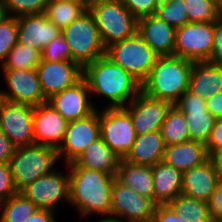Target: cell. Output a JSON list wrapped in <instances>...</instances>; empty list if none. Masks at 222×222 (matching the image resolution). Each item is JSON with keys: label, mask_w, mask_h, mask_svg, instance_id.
Wrapping results in <instances>:
<instances>
[{"label": "cell", "mask_w": 222, "mask_h": 222, "mask_svg": "<svg viewBox=\"0 0 222 222\" xmlns=\"http://www.w3.org/2000/svg\"><path fill=\"white\" fill-rule=\"evenodd\" d=\"M67 168L70 176L69 204L75 207L81 217L110 215L115 176L84 167Z\"/></svg>", "instance_id": "obj_1"}, {"label": "cell", "mask_w": 222, "mask_h": 222, "mask_svg": "<svg viewBox=\"0 0 222 222\" xmlns=\"http://www.w3.org/2000/svg\"><path fill=\"white\" fill-rule=\"evenodd\" d=\"M91 96L95 94L110 100L106 107H125L141 91V84L106 55L83 68ZM127 103V104H126Z\"/></svg>", "instance_id": "obj_2"}, {"label": "cell", "mask_w": 222, "mask_h": 222, "mask_svg": "<svg viewBox=\"0 0 222 222\" xmlns=\"http://www.w3.org/2000/svg\"><path fill=\"white\" fill-rule=\"evenodd\" d=\"M193 62L178 56H159L141 91L173 105L188 90Z\"/></svg>", "instance_id": "obj_3"}, {"label": "cell", "mask_w": 222, "mask_h": 222, "mask_svg": "<svg viewBox=\"0 0 222 222\" xmlns=\"http://www.w3.org/2000/svg\"><path fill=\"white\" fill-rule=\"evenodd\" d=\"M88 10L94 17L105 48L137 33L138 19L122 0H100Z\"/></svg>", "instance_id": "obj_4"}, {"label": "cell", "mask_w": 222, "mask_h": 222, "mask_svg": "<svg viewBox=\"0 0 222 222\" xmlns=\"http://www.w3.org/2000/svg\"><path fill=\"white\" fill-rule=\"evenodd\" d=\"M59 162L57 149L40 144L16 147L9 165L19 192L37 178L50 173Z\"/></svg>", "instance_id": "obj_5"}, {"label": "cell", "mask_w": 222, "mask_h": 222, "mask_svg": "<svg viewBox=\"0 0 222 222\" xmlns=\"http://www.w3.org/2000/svg\"><path fill=\"white\" fill-rule=\"evenodd\" d=\"M105 55L127 71L140 84L146 80L159 57L138 32L131 37L111 44L106 48Z\"/></svg>", "instance_id": "obj_6"}, {"label": "cell", "mask_w": 222, "mask_h": 222, "mask_svg": "<svg viewBox=\"0 0 222 222\" xmlns=\"http://www.w3.org/2000/svg\"><path fill=\"white\" fill-rule=\"evenodd\" d=\"M61 33L71 49L72 61L82 68L106 54L98 27L89 10L63 28Z\"/></svg>", "instance_id": "obj_7"}, {"label": "cell", "mask_w": 222, "mask_h": 222, "mask_svg": "<svg viewBox=\"0 0 222 222\" xmlns=\"http://www.w3.org/2000/svg\"><path fill=\"white\" fill-rule=\"evenodd\" d=\"M100 137L121 158H125L136 138L133 121L123 107L99 111Z\"/></svg>", "instance_id": "obj_8"}, {"label": "cell", "mask_w": 222, "mask_h": 222, "mask_svg": "<svg viewBox=\"0 0 222 222\" xmlns=\"http://www.w3.org/2000/svg\"><path fill=\"white\" fill-rule=\"evenodd\" d=\"M214 22H189L176 29L174 56L207 62L212 49Z\"/></svg>", "instance_id": "obj_9"}, {"label": "cell", "mask_w": 222, "mask_h": 222, "mask_svg": "<svg viewBox=\"0 0 222 222\" xmlns=\"http://www.w3.org/2000/svg\"><path fill=\"white\" fill-rule=\"evenodd\" d=\"M70 176L69 172H57L56 168L50 173L37 178L19 192L31 200L38 209L55 212L57 204L62 200L69 202Z\"/></svg>", "instance_id": "obj_10"}, {"label": "cell", "mask_w": 222, "mask_h": 222, "mask_svg": "<svg viewBox=\"0 0 222 222\" xmlns=\"http://www.w3.org/2000/svg\"><path fill=\"white\" fill-rule=\"evenodd\" d=\"M100 138L99 110L89 116L68 122L63 141L57 149L58 158L65 164L73 163L84 150Z\"/></svg>", "instance_id": "obj_11"}, {"label": "cell", "mask_w": 222, "mask_h": 222, "mask_svg": "<svg viewBox=\"0 0 222 222\" xmlns=\"http://www.w3.org/2000/svg\"><path fill=\"white\" fill-rule=\"evenodd\" d=\"M34 106L4 101L0 108V130L15 147L35 144Z\"/></svg>", "instance_id": "obj_12"}, {"label": "cell", "mask_w": 222, "mask_h": 222, "mask_svg": "<svg viewBox=\"0 0 222 222\" xmlns=\"http://www.w3.org/2000/svg\"><path fill=\"white\" fill-rule=\"evenodd\" d=\"M156 206L152 199L114 180L111 189L110 215L125 218L127 222H152Z\"/></svg>", "instance_id": "obj_13"}, {"label": "cell", "mask_w": 222, "mask_h": 222, "mask_svg": "<svg viewBox=\"0 0 222 222\" xmlns=\"http://www.w3.org/2000/svg\"><path fill=\"white\" fill-rule=\"evenodd\" d=\"M173 104L166 100L153 98L140 91L139 94L123 107L131 116L136 135L157 131L166 118Z\"/></svg>", "instance_id": "obj_14"}, {"label": "cell", "mask_w": 222, "mask_h": 222, "mask_svg": "<svg viewBox=\"0 0 222 222\" xmlns=\"http://www.w3.org/2000/svg\"><path fill=\"white\" fill-rule=\"evenodd\" d=\"M8 86V91L3 90L4 99L13 103L37 106L47 102L38 77L36 68L1 69Z\"/></svg>", "instance_id": "obj_15"}, {"label": "cell", "mask_w": 222, "mask_h": 222, "mask_svg": "<svg viewBox=\"0 0 222 222\" xmlns=\"http://www.w3.org/2000/svg\"><path fill=\"white\" fill-rule=\"evenodd\" d=\"M90 98L88 83L82 77L73 86L52 95L47 99V103L57 110L65 120L71 122L85 118L97 109Z\"/></svg>", "instance_id": "obj_16"}, {"label": "cell", "mask_w": 222, "mask_h": 222, "mask_svg": "<svg viewBox=\"0 0 222 222\" xmlns=\"http://www.w3.org/2000/svg\"><path fill=\"white\" fill-rule=\"evenodd\" d=\"M36 70L46 99L73 86L83 77V68L75 61L49 62L41 59Z\"/></svg>", "instance_id": "obj_17"}, {"label": "cell", "mask_w": 222, "mask_h": 222, "mask_svg": "<svg viewBox=\"0 0 222 222\" xmlns=\"http://www.w3.org/2000/svg\"><path fill=\"white\" fill-rule=\"evenodd\" d=\"M174 105L184 113L190 140L206 144L216 118L207 110L205 100L187 90Z\"/></svg>", "instance_id": "obj_18"}, {"label": "cell", "mask_w": 222, "mask_h": 222, "mask_svg": "<svg viewBox=\"0 0 222 222\" xmlns=\"http://www.w3.org/2000/svg\"><path fill=\"white\" fill-rule=\"evenodd\" d=\"M67 125L68 121L49 103L45 102L34 106L33 128L35 144L58 149L63 141Z\"/></svg>", "instance_id": "obj_19"}, {"label": "cell", "mask_w": 222, "mask_h": 222, "mask_svg": "<svg viewBox=\"0 0 222 222\" xmlns=\"http://www.w3.org/2000/svg\"><path fill=\"white\" fill-rule=\"evenodd\" d=\"M17 27V42L41 52L61 32L45 13L17 17Z\"/></svg>", "instance_id": "obj_20"}, {"label": "cell", "mask_w": 222, "mask_h": 222, "mask_svg": "<svg viewBox=\"0 0 222 222\" xmlns=\"http://www.w3.org/2000/svg\"><path fill=\"white\" fill-rule=\"evenodd\" d=\"M219 180L216 163L209 157L202 164L183 172L182 193L208 202Z\"/></svg>", "instance_id": "obj_21"}, {"label": "cell", "mask_w": 222, "mask_h": 222, "mask_svg": "<svg viewBox=\"0 0 222 222\" xmlns=\"http://www.w3.org/2000/svg\"><path fill=\"white\" fill-rule=\"evenodd\" d=\"M137 32L159 56L174 55L176 28L156 15L139 18Z\"/></svg>", "instance_id": "obj_22"}, {"label": "cell", "mask_w": 222, "mask_h": 222, "mask_svg": "<svg viewBox=\"0 0 222 222\" xmlns=\"http://www.w3.org/2000/svg\"><path fill=\"white\" fill-rule=\"evenodd\" d=\"M121 159L100 137L92 142L73 163L66 166L84 167L116 176Z\"/></svg>", "instance_id": "obj_23"}, {"label": "cell", "mask_w": 222, "mask_h": 222, "mask_svg": "<svg viewBox=\"0 0 222 222\" xmlns=\"http://www.w3.org/2000/svg\"><path fill=\"white\" fill-rule=\"evenodd\" d=\"M209 158L206 145L200 141L188 140L165 147L163 162L182 173L200 165Z\"/></svg>", "instance_id": "obj_24"}, {"label": "cell", "mask_w": 222, "mask_h": 222, "mask_svg": "<svg viewBox=\"0 0 222 222\" xmlns=\"http://www.w3.org/2000/svg\"><path fill=\"white\" fill-rule=\"evenodd\" d=\"M165 147L160 130L139 134L124 159L135 164L154 166L163 160Z\"/></svg>", "instance_id": "obj_25"}, {"label": "cell", "mask_w": 222, "mask_h": 222, "mask_svg": "<svg viewBox=\"0 0 222 222\" xmlns=\"http://www.w3.org/2000/svg\"><path fill=\"white\" fill-rule=\"evenodd\" d=\"M188 91L206 100L222 91V66L193 62Z\"/></svg>", "instance_id": "obj_26"}, {"label": "cell", "mask_w": 222, "mask_h": 222, "mask_svg": "<svg viewBox=\"0 0 222 222\" xmlns=\"http://www.w3.org/2000/svg\"><path fill=\"white\" fill-rule=\"evenodd\" d=\"M154 202L167 205L182 193L183 173L163 161L152 166Z\"/></svg>", "instance_id": "obj_27"}, {"label": "cell", "mask_w": 222, "mask_h": 222, "mask_svg": "<svg viewBox=\"0 0 222 222\" xmlns=\"http://www.w3.org/2000/svg\"><path fill=\"white\" fill-rule=\"evenodd\" d=\"M115 179L123 186L154 201L152 166L135 164L122 158Z\"/></svg>", "instance_id": "obj_28"}, {"label": "cell", "mask_w": 222, "mask_h": 222, "mask_svg": "<svg viewBox=\"0 0 222 222\" xmlns=\"http://www.w3.org/2000/svg\"><path fill=\"white\" fill-rule=\"evenodd\" d=\"M177 215L184 216L187 222H213L208 202L195 199L183 193L167 204Z\"/></svg>", "instance_id": "obj_29"}, {"label": "cell", "mask_w": 222, "mask_h": 222, "mask_svg": "<svg viewBox=\"0 0 222 222\" xmlns=\"http://www.w3.org/2000/svg\"><path fill=\"white\" fill-rule=\"evenodd\" d=\"M87 9L76 0L47 1L45 14L60 30L79 18Z\"/></svg>", "instance_id": "obj_30"}, {"label": "cell", "mask_w": 222, "mask_h": 222, "mask_svg": "<svg viewBox=\"0 0 222 222\" xmlns=\"http://www.w3.org/2000/svg\"><path fill=\"white\" fill-rule=\"evenodd\" d=\"M160 132L166 146L190 140L189 129L185 121L184 113L175 105L167 112Z\"/></svg>", "instance_id": "obj_31"}, {"label": "cell", "mask_w": 222, "mask_h": 222, "mask_svg": "<svg viewBox=\"0 0 222 222\" xmlns=\"http://www.w3.org/2000/svg\"><path fill=\"white\" fill-rule=\"evenodd\" d=\"M37 209L18 192L0 204V222H25Z\"/></svg>", "instance_id": "obj_32"}, {"label": "cell", "mask_w": 222, "mask_h": 222, "mask_svg": "<svg viewBox=\"0 0 222 222\" xmlns=\"http://www.w3.org/2000/svg\"><path fill=\"white\" fill-rule=\"evenodd\" d=\"M41 51L17 43L8 53L2 69H33L41 62Z\"/></svg>", "instance_id": "obj_33"}, {"label": "cell", "mask_w": 222, "mask_h": 222, "mask_svg": "<svg viewBox=\"0 0 222 222\" xmlns=\"http://www.w3.org/2000/svg\"><path fill=\"white\" fill-rule=\"evenodd\" d=\"M189 22H214L222 11L214 0H183Z\"/></svg>", "instance_id": "obj_34"}, {"label": "cell", "mask_w": 222, "mask_h": 222, "mask_svg": "<svg viewBox=\"0 0 222 222\" xmlns=\"http://www.w3.org/2000/svg\"><path fill=\"white\" fill-rule=\"evenodd\" d=\"M154 15L176 29L189 23L183 0H162Z\"/></svg>", "instance_id": "obj_35"}, {"label": "cell", "mask_w": 222, "mask_h": 222, "mask_svg": "<svg viewBox=\"0 0 222 222\" xmlns=\"http://www.w3.org/2000/svg\"><path fill=\"white\" fill-rule=\"evenodd\" d=\"M48 0H0L4 15L20 17L23 15L45 13Z\"/></svg>", "instance_id": "obj_36"}, {"label": "cell", "mask_w": 222, "mask_h": 222, "mask_svg": "<svg viewBox=\"0 0 222 222\" xmlns=\"http://www.w3.org/2000/svg\"><path fill=\"white\" fill-rule=\"evenodd\" d=\"M17 18L3 15L0 18V64L5 62L9 51L18 43Z\"/></svg>", "instance_id": "obj_37"}, {"label": "cell", "mask_w": 222, "mask_h": 222, "mask_svg": "<svg viewBox=\"0 0 222 222\" xmlns=\"http://www.w3.org/2000/svg\"><path fill=\"white\" fill-rule=\"evenodd\" d=\"M41 55L42 60L49 62L72 61L71 49L61 32L44 47Z\"/></svg>", "instance_id": "obj_38"}, {"label": "cell", "mask_w": 222, "mask_h": 222, "mask_svg": "<svg viewBox=\"0 0 222 222\" xmlns=\"http://www.w3.org/2000/svg\"><path fill=\"white\" fill-rule=\"evenodd\" d=\"M123 5L137 19L154 15L162 0H122Z\"/></svg>", "instance_id": "obj_39"}, {"label": "cell", "mask_w": 222, "mask_h": 222, "mask_svg": "<svg viewBox=\"0 0 222 222\" xmlns=\"http://www.w3.org/2000/svg\"><path fill=\"white\" fill-rule=\"evenodd\" d=\"M18 193L9 163L0 164V204Z\"/></svg>", "instance_id": "obj_40"}, {"label": "cell", "mask_w": 222, "mask_h": 222, "mask_svg": "<svg viewBox=\"0 0 222 222\" xmlns=\"http://www.w3.org/2000/svg\"><path fill=\"white\" fill-rule=\"evenodd\" d=\"M213 49L207 62L222 66V15L214 21Z\"/></svg>", "instance_id": "obj_41"}, {"label": "cell", "mask_w": 222, "mask_h": 222, "mask_svg": "<svg viewBox=\"0 0 222 222\" xmlns=\"http://www.w3.org/2000/svg\"><path fill=\"white\" fill-rule=\"evenodd\" d=\"M209 157H214L222 151V119H216L211 135L206 142Z\"/></svg>", "instance_id": "obj_42"}, {"label": "cell", "mask_w": 222, "mask_h": 222, "mask_svg": "<svg viewBox=\"0 0 222 222\" xmlns=\"http://www.w3.org/2000/svg\"><path fill=\"white\" fill-rule=\"evenodd\" d=\"M208 207L213 222H222V180L216 185L214 192L208 201Z\"/></svg>", "instance_id": "obj_43"}, {"label": "cell", "mask_w": 222, "mask_h": 222, "mask_svg": "<svg viewBox=\"0 0 222 222\" xmlns=\"http://www.w3.org/2000/svg\"><path fill=\"white\" fill-rule=\"evenodd\" d=\"M152 222H187L184 216L177 215L168 205H157Z\"/></svg>", "instance_id": "obj_44"}, {"label": "cell", "mask_w": 222, "mask_h": 222, "mask_svg": "<svg viewBox=\"0 0 222 222\" xmlns=\"http://www.w3.org/2000/svg\"><path fill=\"white\" fill-rule=\"evenodd\" d=\"M15 148L10 139L0 130V164L9 163Z\"/></svg>", "instance_id": "obj_45"}, {"label": "cell", "mask_w": 222, "mask_h": 222, "mask_svg": "<svg viewBox=\"0 0 222 222\" xmlns=\"http://www.w3.org/2000/svg\"><path fill=\"white\" fill-rule=\"evenodd\" d=\"M206 108L216 119H222V91L205 100Z\"/></svg>", "instance_id": "obj_46"}, {"label": "cell", "mask_w": 222, "mask_h": 222, "mask_svg": "<svg viewBox=\"0 0 222 222\" xmlns=\"http://www.w3.org/2000/svg\"><path fill=\"white\" fill-rule=\"evenodd\" d=\"M55 212L46 209H37L25 222H56Z\"/></svg>", "instance_id": "obj_47"}, {"label": "cell", "mask_w": 222, "mask_h": 222, "mask_svg": "<svg viewBox=\"0 0 222 222\" xmlns=\"http://www.w3.org/2000/svg\"><path fill=\"white\" fill-rule=\"evenodd\" d=\"M217 170L219 172V177L222 180V151L213 157Z\"/></svg>", "instance_id": "obj_48"}, {"label": "cell", "mask_w": 222, "mask_h": 222, "mask_svg": "<svg viewBox=\"0 0 222 222\" xmlns=\"http://www.w3.org/2000/svg\"><path fill=\"white\" fill-rule=\"evenodd\" d=\"M106 216L103 215V218L99 219L97 222H127V221H124L122 220V218L120 219V217H115V216H112V215H107L106 218H104Z\"/></svg>", "instance_id": "obj_49"}, {"label": "cell", "mask_w": 222, "mask_h": 222, "mask_svg": "<svg viewBox=\"0 0 222 222\" xmlns=\"http://www.w3.org/2000/svg\"><path fill=\"white\" fill-rule=\"evenodd\" d=\"M77 2L81 3L87 10L95 5L100 0H76Z\"/></svg>", "instance_id": "obj_50"}, {"label": "cell", "mask_w": 222, "mask_h": 222, "mask_svg": "<svg viewBox=\"0 0 222 222\" xmlns=\"http://www.w3.org/2000/svg\"><path fill=\"white\" fill-rule=\"evenodd\" d=\"M2 89H0V108H1V105L2 103L5 101L4 99V94H3V90L1 91Z\"/></svg>", "instance_id": "obj_51"}, {"label": "cell", "mask_w": 222, "mask_h": 222, "mask_svg": "<svg viewBox=\"0 0 222 222\" xmlns=\"http://www.w3.org/2000/svg\"><path fill=\"white\" fill-rule=\"evenodd\" d=\"M217 7L222 11V0H214Z\"/></svg>", "instance_id": "obj_52"}, {"label": "cell", "mask_w": 222, "mask_h": 222, "mask_svg": "<svg viewBox=\"0 0 222 222\" xmlns=\"http://www.w3.org/2000/svg\"><path fill=\"white\" fill-rule=\"evenodd\" d=\"M4 15L3 9L1 7V3H0V18Z\"/></svg>", "instance_id": "obj_53"}]
</instances>
